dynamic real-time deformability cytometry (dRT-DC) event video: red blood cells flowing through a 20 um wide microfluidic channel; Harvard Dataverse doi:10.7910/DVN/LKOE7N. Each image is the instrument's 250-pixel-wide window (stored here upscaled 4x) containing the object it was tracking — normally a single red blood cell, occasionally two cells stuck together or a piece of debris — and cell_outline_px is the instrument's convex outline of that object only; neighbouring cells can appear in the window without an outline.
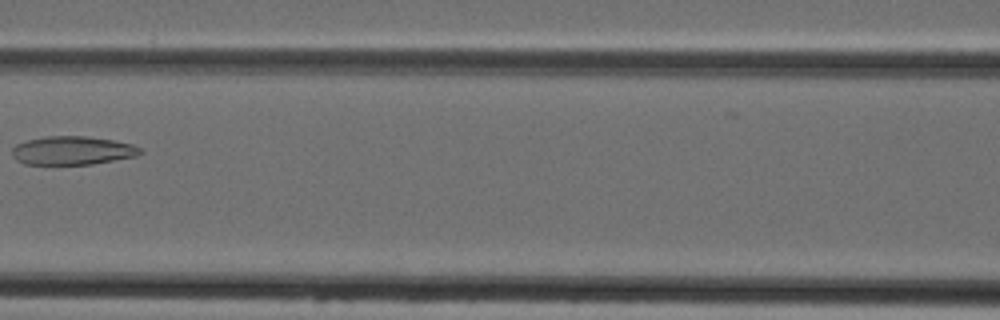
{"species": "Egyptian fruit bat (a non-hibernating species)", "species_latin": "Rousettus aegyptiacus", "temperature_condition": "cold", "stored_images_in_passage": 7, "camera_frame_rate_fps": 3000, "um_per_image_px": 0.085, "animal": {"sex": "female"}, "frame": {"image": 1, "passage_image": 6, "time_ms": 5.667, "image_size_px": [1000, 320], "cell_outline_px": [[144, 152], [136, 156], [92, 164], [24, 164], [16, 160], [12, 156], [12, 148], [16, 144], [24, 140], [44, 136], [84, 136], [112, 140], [132, 144], [140, 148]], "centroid_in_image_um": [6.12, 12.79], "position_along_channel_um": 160.5, "area_um2": 21.39}}
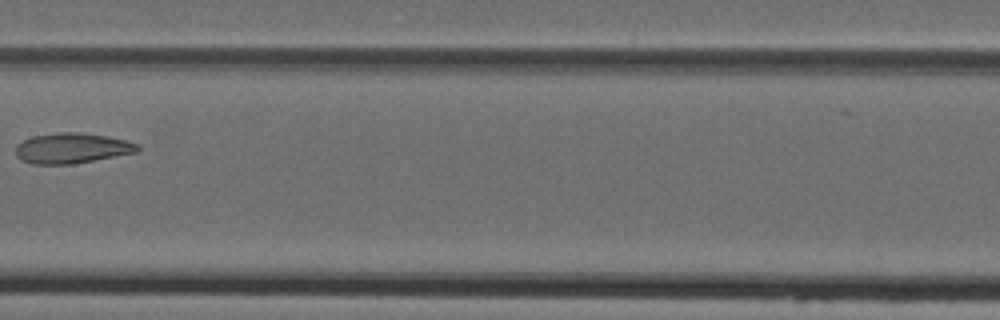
{"frame": {"image": 2, "passage_image": 7, "time_ms": 6.667, "image_size_px": [1000, 320], "cell_outline_px": [[140, 148], [136, 152], [72, 164], [32, 164], [20, 160], [16, 156], [16, 144], [32, 136], [60, 132], [80, 132], [108, 136], [140, 144]], "centroid_in_image_um": [6.08, 12.59], "position_along_channel_um": 201.3, "area_um2": 21.56}}